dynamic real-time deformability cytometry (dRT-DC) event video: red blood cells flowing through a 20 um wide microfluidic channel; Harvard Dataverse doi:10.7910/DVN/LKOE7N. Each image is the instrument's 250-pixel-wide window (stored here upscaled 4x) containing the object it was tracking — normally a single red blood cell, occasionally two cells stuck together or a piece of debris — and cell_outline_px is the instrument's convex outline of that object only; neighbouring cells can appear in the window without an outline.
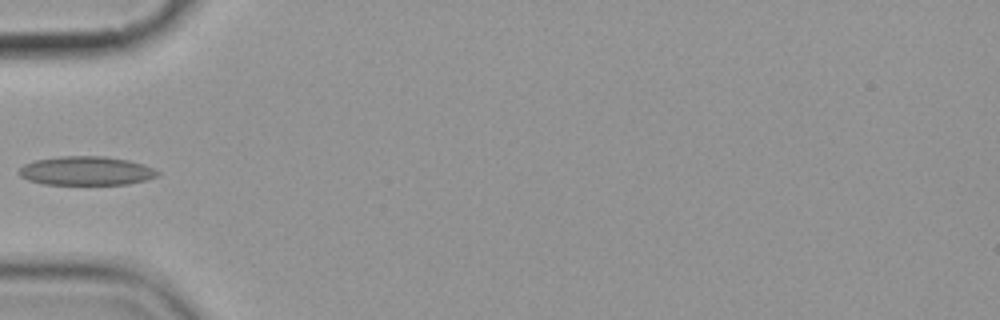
{"species": "common noctule bat (a hibernating species)", "species_latin": "Nyctalus noctula", "temperature_condition": "cold", "stored_images_in_passage": 6, "camera_frame_rate_fps": 3000, "um_per_image_px": 0.085, "animal": {"sex": "female", "body_mass_g": 19.9}, "frame": {"image": 1, "passage_image": 6, "time_ms": 5.667, "image_size_px": [1000, 320], "cell_outline_px": [[160, 172], [156, 176], [144, 180], [128, 184], [44, 184], [28, 180], [20, 176], [16, 172], [24, 164], [36, 160], [60, 156], [104, 156], [128, 160], [144, 164]], "centroid_in_image_um": [7.29, 14.51], "position_along_channel_um": 77.7, "area_um2": 23.24}}